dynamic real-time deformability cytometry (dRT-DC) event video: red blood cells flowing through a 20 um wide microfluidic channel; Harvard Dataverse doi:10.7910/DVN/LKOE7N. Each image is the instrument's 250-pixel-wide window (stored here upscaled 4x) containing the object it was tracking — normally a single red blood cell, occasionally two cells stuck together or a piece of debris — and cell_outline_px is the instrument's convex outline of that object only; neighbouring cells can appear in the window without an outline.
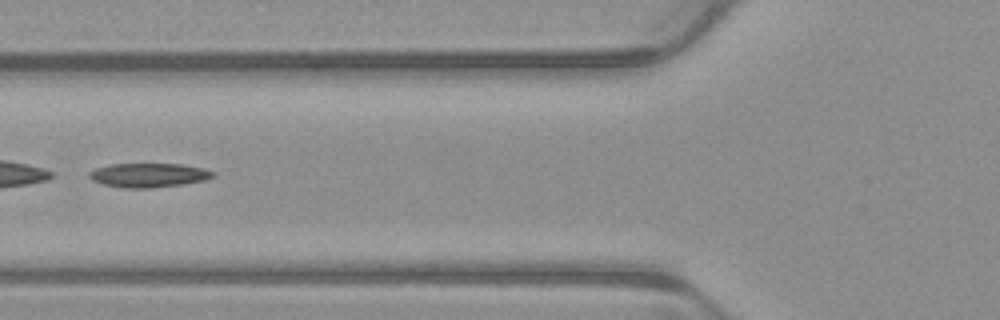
{"species": "common noctule bat (a hibernating species)", "species_latin": "Nyctalus noctula", "temperature_condition": "warm", "stored_images_in_passage": 2, "camera_frame_rate_fps": 3000, "um_per_image_px": 0.085, "animal": {"sex": "male", "body_mass_g": 23.1, "forearm_length_mm": 52.7}, "frame": {"image": 1, "passage_image": 2, "time_ms": 0.333, "image_size_px": [1000, 320], "cell_outline_px": [[216, 176], [204, 180], [184, 184], [148, 188], [124, 188], [104, 184], [92, 180], [88, 176], [88, 172], [96, 168], [112, 164], [180, 164], [200, 168], [216, 172]], "centroid_in_image_um": [12.63, 14.89], "position_along_channel_um": 113.2, "area_um2": 17.28}}